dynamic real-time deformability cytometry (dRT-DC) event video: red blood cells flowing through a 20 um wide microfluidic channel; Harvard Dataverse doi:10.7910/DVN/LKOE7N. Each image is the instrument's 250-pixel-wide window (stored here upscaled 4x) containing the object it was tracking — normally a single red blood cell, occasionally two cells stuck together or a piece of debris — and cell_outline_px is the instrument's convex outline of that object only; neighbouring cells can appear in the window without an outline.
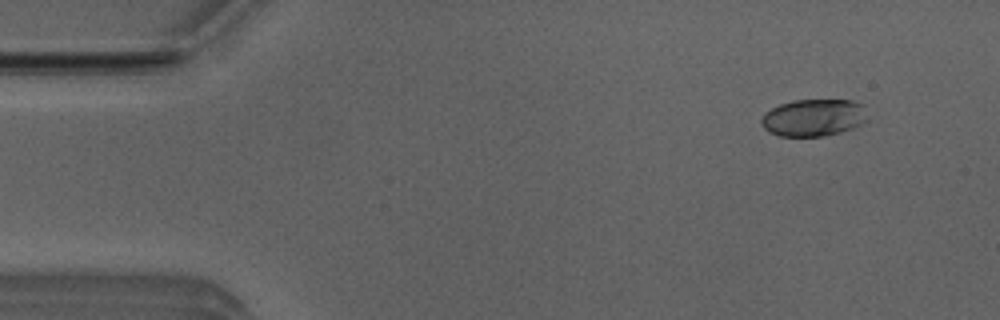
{"species": "Egyptian fruit bat (a non-hibernating species)", "species_latin": "Rousettus aegyptiacus", "temperature_condition": "room temperature", "stored_images_in_passage": 5, "camera_frame_rate_fps": 3000, "um_per_image_px": 0.085, "animal": {"sex": "male"}, "frame": {"image": 1, "passage_image": 2, "time_ms": 0.333, "image_size_px": [1000, 320], "cell_outline_px": [[864, 124], [840, 132], [824, 136], [776, 136], [768, 132], [760, 124], [760, 120], [764, 112], [780, 104], [792, 100], [852, 100], [864, 104]], "centroid_in_image_um": [69.1, 10.0], "position_along_channel_um": 15.9, "area_um2": 23.12}}